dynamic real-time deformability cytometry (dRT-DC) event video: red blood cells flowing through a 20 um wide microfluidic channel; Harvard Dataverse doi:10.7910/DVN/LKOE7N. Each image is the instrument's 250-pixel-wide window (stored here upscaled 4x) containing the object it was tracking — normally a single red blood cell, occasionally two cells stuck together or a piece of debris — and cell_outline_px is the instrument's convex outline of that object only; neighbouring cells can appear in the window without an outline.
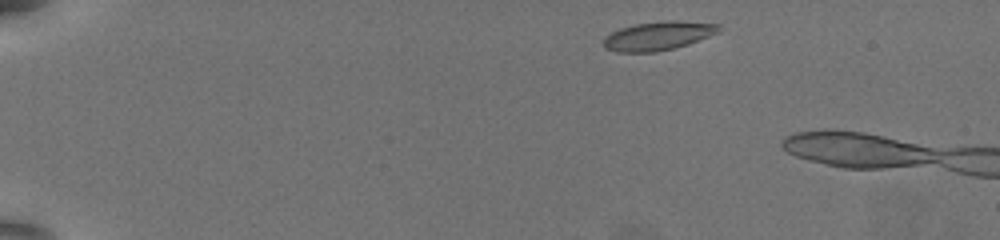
{"species": "common noctule bat (a hibernating species)", "species_latin": "Nyctalus noctula", "temperature_condition": "warm", "stored_images_in_passage": 8, "camera_frame_rate_fps": 3000, "um_per_image_px": 0.085, "animal": {"sex": "female", "body_mass_g": 19.5, "forearm_length_mm": 54.1}, "frame": {"image": 1, "passage_image": 4, "time_ms": 1.0, "image_size_px": [1000, 240], "cell_outline_px": [[720, 32], [688, 44], [676, 48], [656, 52], [616, 52], [604, 48], [604, 36], [620, 28], [632, 24], [668, 20], [680, 20], [720, 24]], "centroid_in_image_um": [55.95, 3.04], "position_along_channel_um": 29.0, "area_um2": 19.59}}